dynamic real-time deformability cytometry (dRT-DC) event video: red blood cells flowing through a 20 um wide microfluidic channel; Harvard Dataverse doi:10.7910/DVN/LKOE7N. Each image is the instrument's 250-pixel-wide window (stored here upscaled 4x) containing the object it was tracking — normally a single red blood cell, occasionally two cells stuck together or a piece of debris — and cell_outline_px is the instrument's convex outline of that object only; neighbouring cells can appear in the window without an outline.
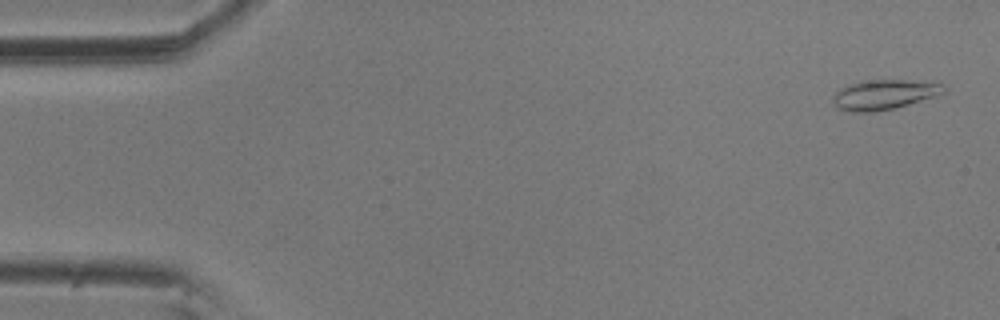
{"species": "common noctule bat (a hibernating species)", "species_latin": "Nyctalus noctula", "temperature_condition": "room temperature", "stored_images_in_passage": 6, "camera_frame_rate_fps": 3000, "um_per_image_px": 0.085, "animal": {"sex": "male", "body_mass_g": 20.5, "forearm_length_mm": 52.5}, "frame": {"image": 1, "passage_image": 1, "time_ms": 0.0, "image_size_px": [1000, 320], "cell_outline_px": [[948, 92], [936, 96], [896, 108], [872, 112], [852, 112], [836, 108], [832, 100], [832, 96], [840, 88], [848, 84], [860, 80], [940, 80], [948, 88]], "centroid_in_image_um": [75.25, 8.01], "position_along_channel_um": 9.8, "area_um2": 20.11}}
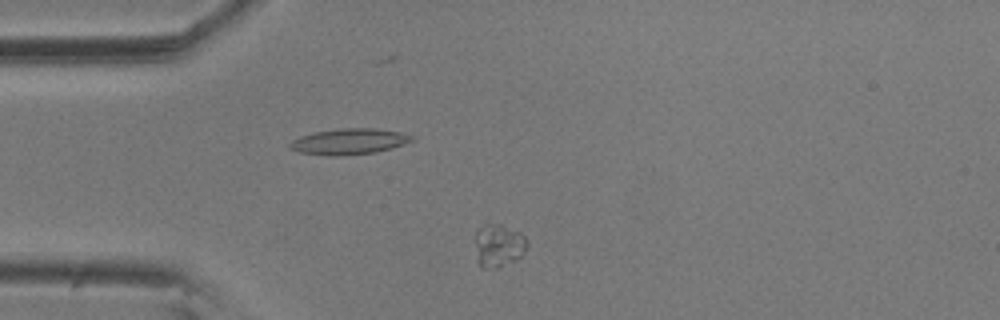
{"frame": {"image": 2, "passage_image": 5, "time_ms": 1.333, "image_size_px": [1000, 320], "cell_outline_px": [[528, 244], [524, 252], [516, 260], [496, 268], [480, 268], [476, 260], [476, 232], [484, 224], [500, 224], [520, 232], [528, 240]], "centroid_in_image_um": [42.38, 20.88], "position_along_channel_um": 42.6, "area_um2": 13.06}}